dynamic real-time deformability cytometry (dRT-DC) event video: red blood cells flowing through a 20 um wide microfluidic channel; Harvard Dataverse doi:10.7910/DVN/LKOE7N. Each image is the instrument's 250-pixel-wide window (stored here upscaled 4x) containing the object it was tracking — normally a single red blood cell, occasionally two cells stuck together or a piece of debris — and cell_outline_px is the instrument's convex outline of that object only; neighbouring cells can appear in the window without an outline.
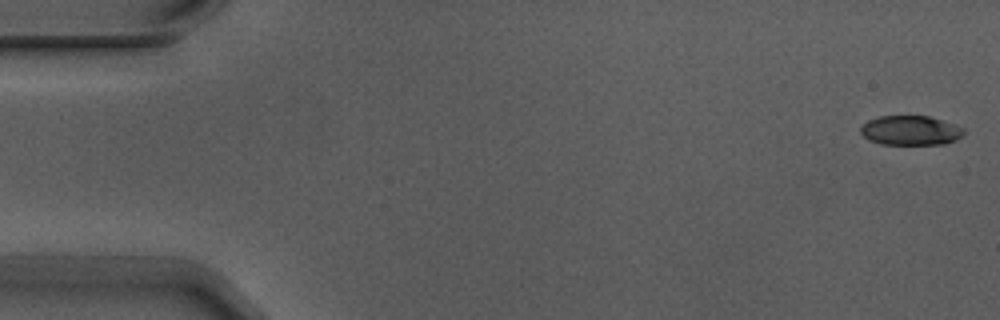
{"species": "Egyptian fruit bat (a non-hibernating species)", "species_latin": "Rousettus aegyptiacus", "temperature_condition": "warm", "stored_images_in_passage": 5, "camera_frame_rate_fps": 3000, "um_per_image_px": 0.085, "animal": {"sex": "male"}, "frame": {"image": 1, "passage_image": 1, "time_ms": 0.0, "image_size_px": [1000, 320], "cell_outline_px": [[964, 136], [956, 140], [944, 144], [880, 144], [868, 140], [860, 132], [860, 128], [868, 120], [880, 116], [928, 116], [964, 128]], "centroid_in_image_um": [77.39, 11.1], "position_along_channel_um": 7.6, "area_um2": 17.69}}
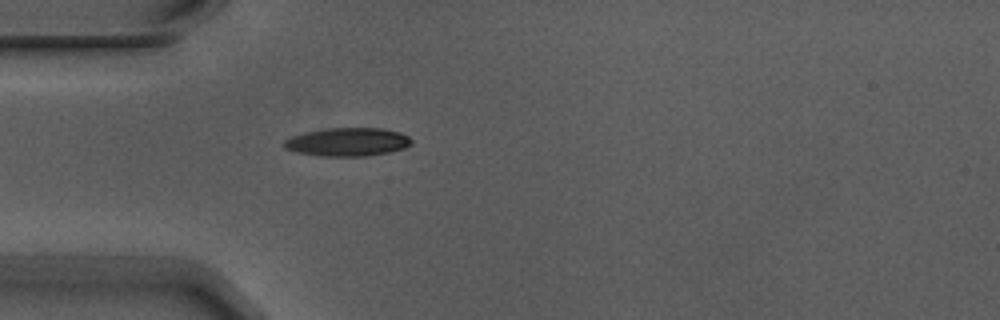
{"frame": {"image": 2, "passage_image": 5, "time_ms": 1.333, "image_size_px": [1000, 320], "cell_outline_px": [[412, 144], [404, 148], [388, 152], [364, 156], [320, 156], [296, 152], [284, 148], [284, 140], [292, 136], [304, 132], [328, 128], [380, 128], [400, 132], [408, 136], [412, 140]], "centroid_in_image_um": [29.54, 12.06], "position_along_channel_um": 55.5, "area_um2": 21.04}}